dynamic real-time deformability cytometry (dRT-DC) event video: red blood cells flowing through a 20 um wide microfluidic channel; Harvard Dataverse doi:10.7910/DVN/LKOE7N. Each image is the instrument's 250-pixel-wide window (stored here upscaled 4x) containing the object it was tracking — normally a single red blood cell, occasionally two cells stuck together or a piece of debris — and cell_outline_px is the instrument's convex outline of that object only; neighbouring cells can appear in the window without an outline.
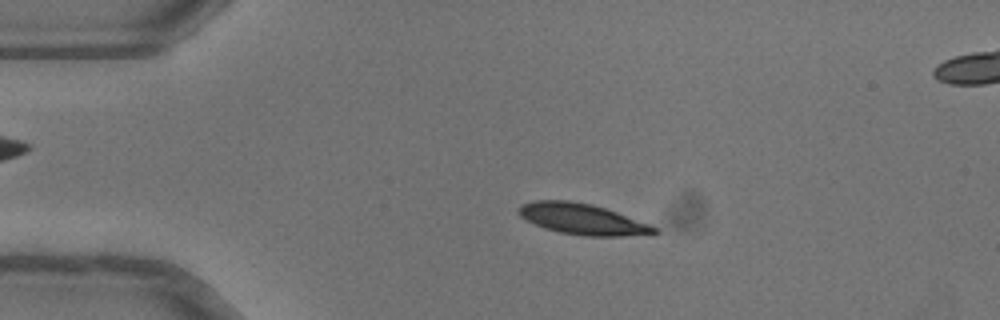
{"species": "common noctule bat (a hibernating species)", "species_latin": "Nyctalus noctula", "temperature_condition": "warm", "stored_images_in_passage": 52, "camera_frame_rate_fps": 3000, "um_per_image_px": 0.085, "animal": {"sex": "female"}, "frame": {"image": 1, "passage_image": 11, "time_ms": 3.333, "image_size_px": [1000, 320], "cell_outline_px": [[660, 232], [652, 236], [584, 236], [560, 232], [544, 228], [520, 216], [516, 212], [516, 208], [520, 204], [536, 200], [568, 200], [592, 204], [616, 212], [648, 224], [656, 228]], "centroid_in_image_um": [49.51, 18.63], "position_along_channel_um": 35.5, "area_um2": 24.57}}
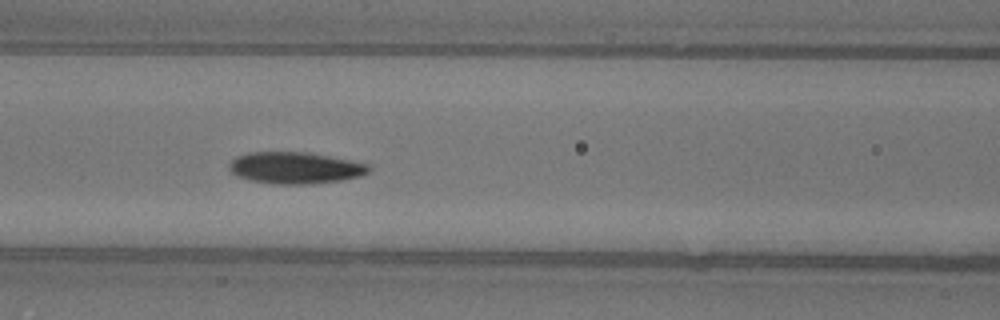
{"frame": {"image": 2, "passage_image": 22, "time_ms": 7.0, "image_size_px": [1000, 320], "cell_outline_px": [[372, 168], [368, 172], [360, 176], [340, 180], [308, 184], [276, 184], [252, 180], [236, 176], [228, 168], [228, 164], [236, 156], [248, 152], [308, 152], [368, 164]], "centroid_in_image_um": [25.06, 14.26], "position_along_channel_um": 141.5, "area_um2": 25.61}}
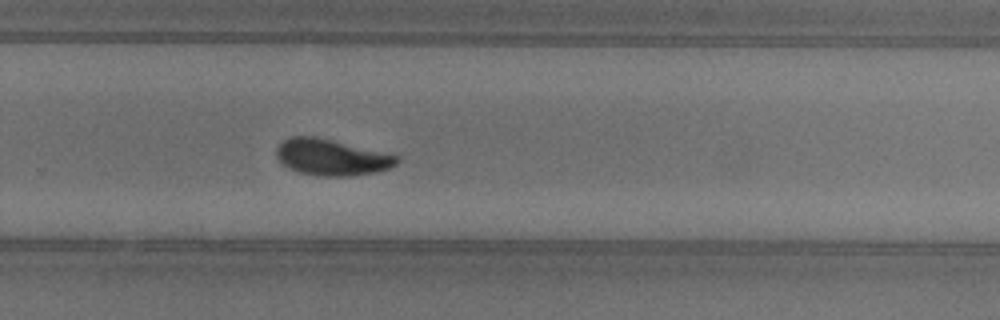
{"frame": {"image": 3, "passage_image": 34, "time_ms": 11.0, "image_size_px": [1000, 320], "cell_outline_px": [[400, 160], [396, 164], [388, 168], [376, 172], [348, 176], [320, 176], [300, 172], [288, 168], [280, 164], [276, 156], [276, 148], [284, 140], [292, 136], [316, 136], [400, 156]], "centroid_in_image_um": [28.15, 13.37], "position_along_channel_um": 301.6, "area_um2": 25.43}}